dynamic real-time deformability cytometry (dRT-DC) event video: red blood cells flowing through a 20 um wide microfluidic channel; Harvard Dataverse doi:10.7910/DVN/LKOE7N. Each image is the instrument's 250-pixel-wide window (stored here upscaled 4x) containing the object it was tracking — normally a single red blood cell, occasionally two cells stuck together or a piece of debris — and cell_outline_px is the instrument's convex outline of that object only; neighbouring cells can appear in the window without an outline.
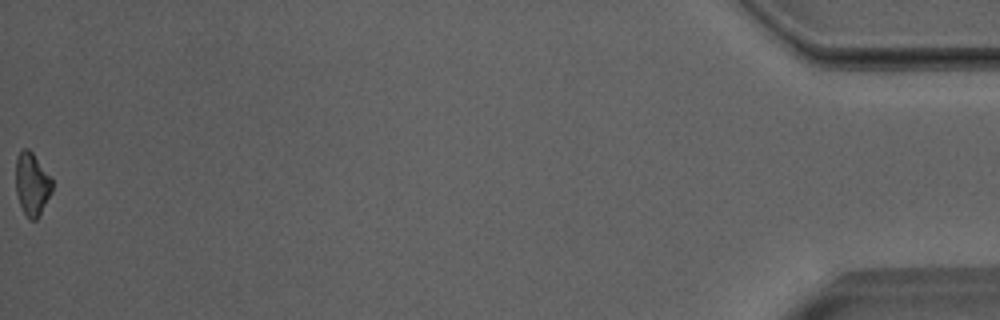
{"species": "Egyptian fruit bat (a non-hibernating species)", "species_latin": "Rousettus aegyptiacus", "temperature_condition": "room temperature", "stored_images_in_passage": 37, "camera_frame_rate_fps": 3000, "um_per_image_px": 0.085, "animal": {"sex": "male"}, "frame": {"image": 1, "passage_image": 37, "time_ms": 12.0, "image_size_px": [1000, 320], "cell_outline_px": [[52, 192], [36, 220], [28, 220], [20, 204], [16, 192], [16, 156], [24, 148], [28, 148], [32, 152], [52, 180]], "centroid_in_image_um": [2.7, 15.65], "position_along_channel_um": 432.5, "area_um2": 13.12}, "authors_computed_cell_mechanics": {"area_um2": 14.3344, "velocity_mm_per_s": 4.0064, "shape_relaxation_time_tau1_ms": 4.975, "shape_relaxation_time_tau2_ms": null, "deformation_change_tau1": 0.1553, "deformation_change_tau2": null}}